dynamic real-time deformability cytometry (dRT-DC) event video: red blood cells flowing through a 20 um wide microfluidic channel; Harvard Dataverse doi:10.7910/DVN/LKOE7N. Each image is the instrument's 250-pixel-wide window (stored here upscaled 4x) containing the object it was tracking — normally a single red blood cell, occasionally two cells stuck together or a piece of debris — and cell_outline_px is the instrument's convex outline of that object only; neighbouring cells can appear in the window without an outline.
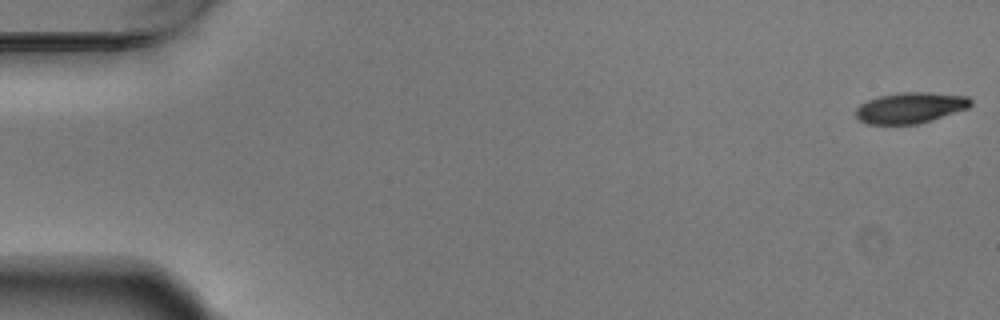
{"species": "Egyptian fruit bat (a non-hibernating species)", "species_latin": "Rousettus aegyptiacus", "temperature_condition": "warm", "stored_images_in_passage": 6, "camera_frame_rate_fps": 3000, "um_per_image_px": 0.085, "animal": {"sex": "male"}, "frame": {"image": 1, "passage_image": 1, "time_ms": 0.0, "image_size_px": [1000, 320], "cell_outline_px": [[972, 104], [968, 108], [920, 124], [868, 124], [860, 120], [856, 116], [856, 108], [860, 104], [868, 100], [880, 96], [904, 92], [928, 92], [968, 96], [972, 100]], "centroid_in_image_um": [77.4, 9.16], "position_along_channel_um": 7.6, "area_um2": 20.63}}
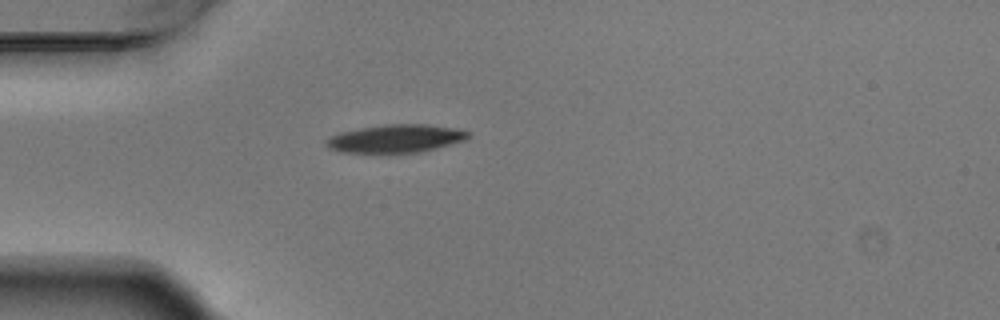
{"frame": {"image": 2, "passage_image": 5, "time_ms": 1.333, "image_size_px": [1000, 320], "cell_outline_px": [[468, 136], [464, 140], [436, 148], [420, 152], [340, 152], [328, 148], [324, 144], [324, 140], [340, 132], [360, 128], [384, 124], [428, 124], [456, 128], [468, 132]], "centroid_in_image_um": [33.59, 11.77], "position_along_channel_um": 51.4, "area_um2": 23.0}}